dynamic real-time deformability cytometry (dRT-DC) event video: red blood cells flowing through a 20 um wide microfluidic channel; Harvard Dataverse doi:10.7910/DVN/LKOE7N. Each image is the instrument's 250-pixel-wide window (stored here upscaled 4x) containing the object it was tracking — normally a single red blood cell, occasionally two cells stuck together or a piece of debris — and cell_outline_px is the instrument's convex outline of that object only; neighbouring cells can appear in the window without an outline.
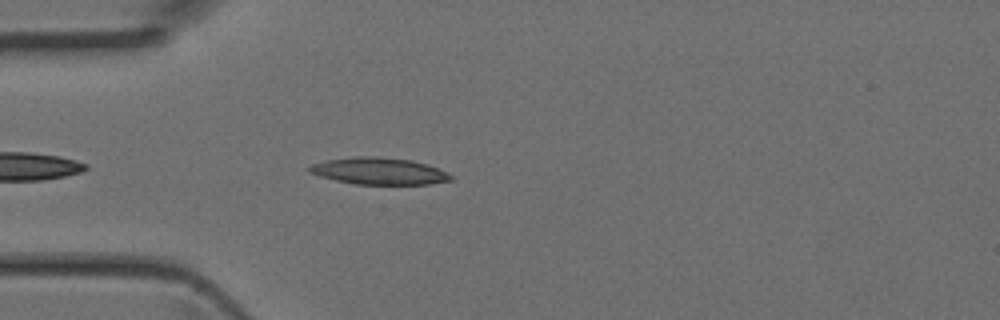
{"species": "Egyptian fruit bat (a non-hibernating species)", "species_latin": "Rousettus aegyptiacus", "temperature_condition": "room temperature", "stored_images_in_passage": 29, "camera_frame_rate_fps": 3000, "um_per_image_px": 0.085, "animal": {"sex": "female"}, "frame": {"image": 1, "passage_image": 3, "time_ms": 0.667, "image_size_px": [1000, 320], "cell_outline_px": [[452, 180], [428, 184], [356, 184], [336, 180], [320, 176], [308, 172], [304, 168], [312, 164], [328, 160], [356, 156], [376, 156], [412, 160], [428, 164], [448, 172], [452, 176]], "centroid_in_image_um": [32.21, 14.53], "position_along_channel_um": 52.8, "area_um2": 22.2}}
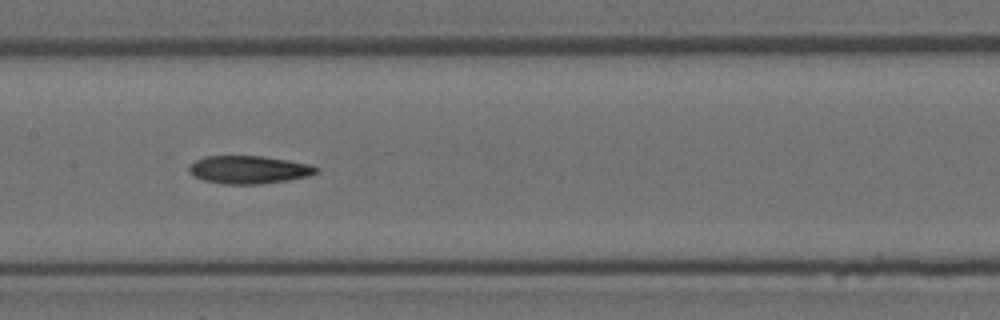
{"frame": {"image": 2, "passage_image": 12, "time_ms": 3.667, "image_size_px": [1000, 320], "cell_outline_px": [[320, 168], [316, 172], [308, 176], [260, 184], [224, 184], [204, 180], [192, 176], [188, 172], [188, 168], [196, 160], [208, 156], [264, 156], [312, 164]], "centroid_in_image_um": [21.15, 14.42], "position_along_channel_um": 186.3, "area_um2": 20.63}}
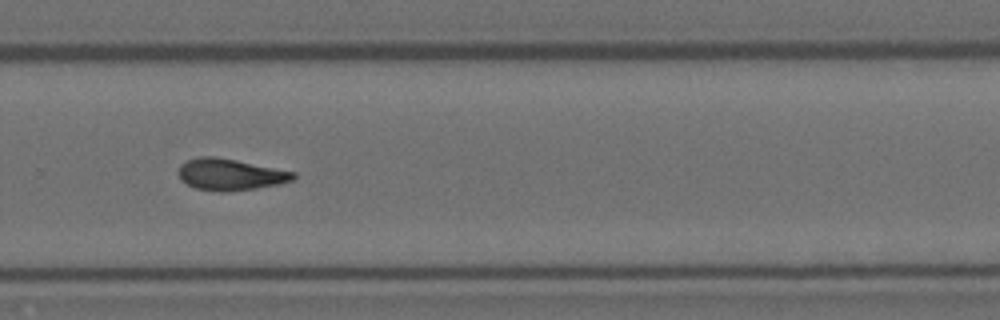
{"frame": {"image": 3, "passage_image": 20, "time_ms": 6.333, "image_size_px": [1000, 320], "cell_outline_px": [[296, 176], [292, 180], [280, 184], [256, 188], [220, 192], [196, 188], [180, 180], [180, 164], [188, 160], [200, 156], [216, 156], [296, 172]], "centroid_in_image_um": [19.58, 14.82], "position_along_channel_um": 310.2, "area_um2": 20.92}}